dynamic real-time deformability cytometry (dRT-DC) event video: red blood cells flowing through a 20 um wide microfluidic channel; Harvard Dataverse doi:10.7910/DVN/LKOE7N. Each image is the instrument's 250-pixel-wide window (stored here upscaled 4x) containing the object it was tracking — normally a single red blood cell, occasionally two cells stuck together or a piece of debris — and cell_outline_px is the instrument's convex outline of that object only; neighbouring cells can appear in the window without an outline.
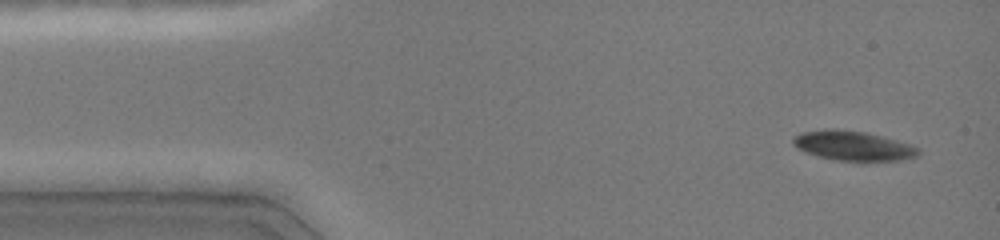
{"species": "common noctule bat (a hibernating species)", "species_latin": "Nyctalus noctula", "temperature_condition": "cold", "stored_images_in_passage": 7, "camera_frame_rate_fps": 3000, "um_per_image_px": 0.085, "animal": {"sex": "female", "body_mass_g": 19.0, "forearm_length_mm": 51.5}, "frame": {"image": 1, "passage_image": 1, "time_ms": 0.0, "image_size_px": [1000, 240], "cell_outline_px": [[920, 152], [916, 156], [900, 160], [832, 160], [804, 152], [796, 148], [792, 144], [792, 136], [800, 132], [824, 128], [836, 128], [864, 132], [896, 140], [920, 148]], "centroid_in_image_um": [72.41, 12.37], "position_along_channel_um": 12.6, "area_um2": 21.68}}
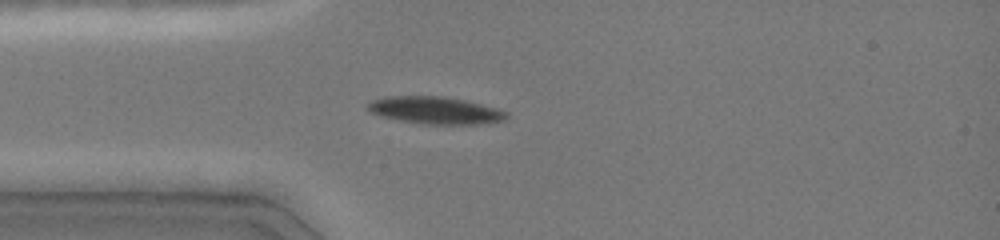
{"frame": {"image": 2, "passage_image": 5, "time_ms": 1.333, "image_size_px": [1000, 240], "cell_outline_px": [[508, 116], [504, 120], [480, 124], [424, 124], [400, 120], [380, 116], [368, 112], [364, 108], [372, 100], [384, 96], [440, 96], [464, 100], [496, 108], [508, 112]], "centroid_in_image_um": [36.94, 9.38], "position_along_channel_um": 48.1, "area_um2": 22.08}}